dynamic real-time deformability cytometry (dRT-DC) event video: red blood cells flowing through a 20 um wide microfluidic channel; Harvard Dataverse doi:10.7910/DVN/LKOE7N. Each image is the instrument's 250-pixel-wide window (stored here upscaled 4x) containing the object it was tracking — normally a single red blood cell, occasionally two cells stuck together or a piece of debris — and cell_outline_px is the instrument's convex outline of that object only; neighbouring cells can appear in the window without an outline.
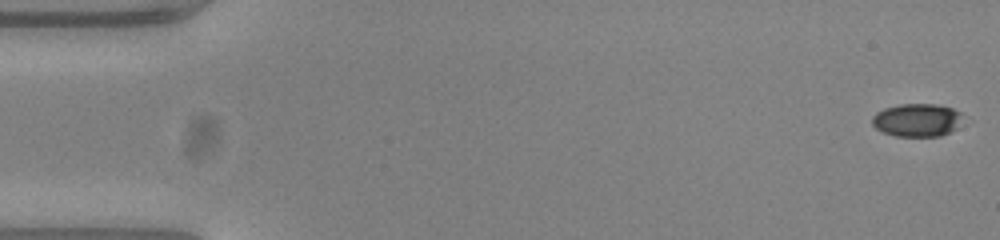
{"species": "common noctule bat (a hibernating species)", "species_latin": "Nyctalus noctula", "temperature_condition": "warm", "stored_images_in_passage": 54, "camera_frame_rate_fps": 3000, "um_per_image_px": 0.085, "animal": {"sex": "female", "body_mass_g": 23.0, "forearm_length_mm": 53.4}, "frame": {"image": 1, "passage_image": 1, "time_ms": 0.0, "image_size_px": [1000, 240], "cell_outline_px": [[964, 120], [956, 128], [940, 136], [896, 136], [884, 132], [876, 128], [872, 124], [872, 116], [876, 112], [884, 108], [900, 104], [936, 104], [952, 108], [960, 112], [964, 116]], "centroid_in_image_um": [77.97, 10.19], "position_along_channel_um": 7.0, "area_um2": 17.57}}
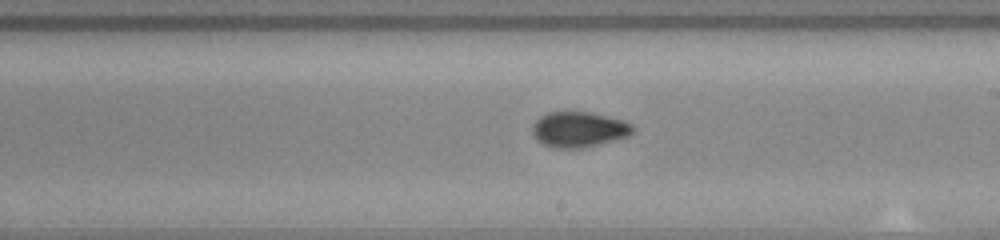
{"frame": {"image": 2, "passage_image": 31, "time_ms": 10.0, "image_size_px": [1000, 240], "cell_outline_px": [[632, 132], [628, 136], [616, 140], [580, 148], [552, 148], [536, 140], [532, 132], [532, 124], [540, 116], [548, 112], [588, 112], [624, 120], [632, 124]], "centroid_in_image_um": [49.17, 11.0], "position_along_channel_um": 239.8, "area_um2": 20.69}}
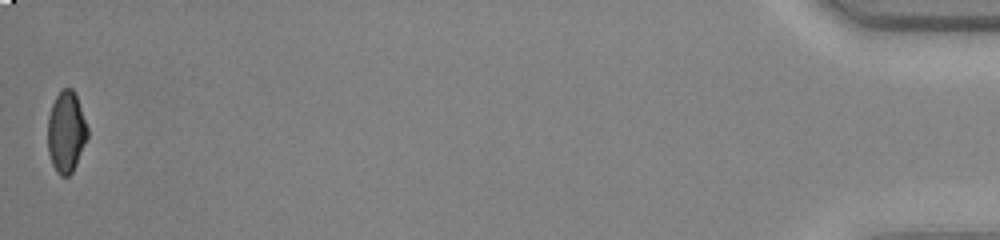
{"frame": {"image": 3, "passage_image": 54, "time_ms": 17.667, "image_size_px": [1000, 240], "cell_outline_px": [[88, 136], [76, 164], [72, 172], [68, 176], [60, 176], [56, 172], [52, 164], [48, 152], [48, 116], [52, 104], [56, 96], [64, 88], [72, 88], [76, 92], [88, 128]], "centroid_in_image_um": [5.63, 11.2], "position_along_channel_um": 429.6, "area_um2": 18.9}, "authors_computed_cell_mechanics": {"area_um2": 19.5942, "velocity_mm_per_s": 3.7859, "shape_relaxation_time_tau1_ms": 5.213, "shape_relaxation_time_tau2_ms": 1.2261, "deformation_change_tau1": 0.1585, "deformation_change_tau2": 0.0475}}